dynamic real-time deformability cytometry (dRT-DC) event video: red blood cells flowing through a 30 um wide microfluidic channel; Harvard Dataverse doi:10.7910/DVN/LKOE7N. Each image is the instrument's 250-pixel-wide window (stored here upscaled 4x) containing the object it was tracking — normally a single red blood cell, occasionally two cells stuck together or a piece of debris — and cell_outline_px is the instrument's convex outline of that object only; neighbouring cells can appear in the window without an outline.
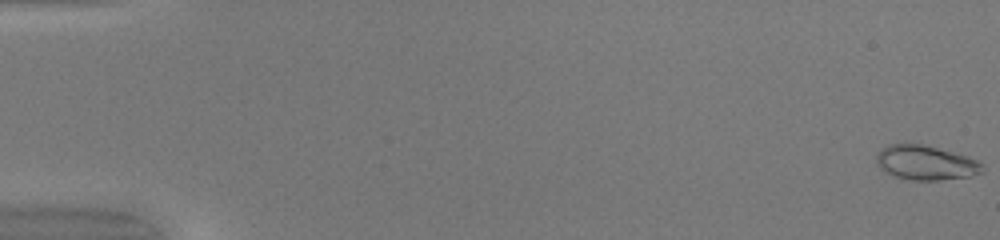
{"species": "common noctule bat (a hibernating species)", "species_latin": "Nyctalus noctula", "temperature_condition": "warm", "stored_images_in_passage": 51, "camera_frame_rate_fps": 3000, "um_per_image_px": 0.085, "animal": {"sex": "female", "body_mass_g": 20.0, "forearm_length_mm": 54.0}, "frame": {"image": 1, "passage_image": 1, "time_ms": 0.0, "image_size_px": [1000, 240], "cell_outline_px": [[984, 172], [972, 176], [940, 180], [908, 180], [884, 172], [880, 168], [876, 160], [876, 156], [888, 144], [924, 144], [968, 156], [984, 164]], "centroid_in_image_um": [78.73, 13.84], "position_along_channel_um": 6.3, "area_um2": 21.39}}
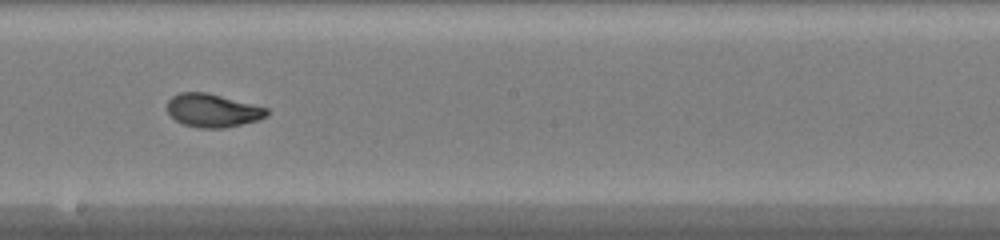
{"frame": {"image": 2, "passage_image": 30, "time_ms": 9.667, "image_size_px": [1000, 240], "cell_outline_px": [[268, 116], [260, 120], [224, 128], [200, 128], [184, 124], [176, 120], [168, 112], [168, 100], [172, 96], [180, 92], [208, 92], [268, 108]], "centroid_in_image_um": [18.11, 9.38], "position_along_channel_um": 230.1, "area_um2": 19.36}}
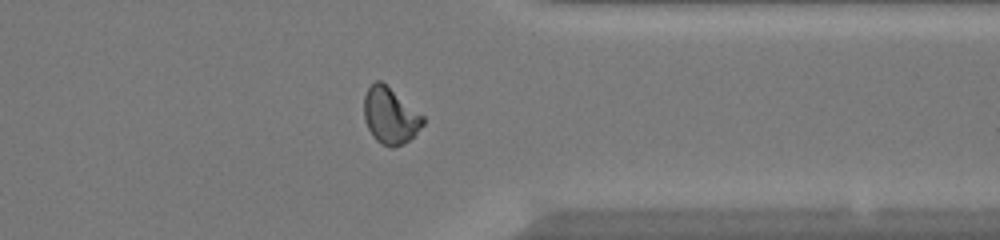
{"frame": {"image": 3, "passage_image": 41, "time_ms": 13.333, "image_size_px": [1000, 240], "cell_outline_px": [[424, 124], [404, 144], [392, 148], [388, 148], [380, 144], [372, 136], [364, 120], [364, 96], [368, 88], [376, 80], [380, 80], [424, 116]], "centroid_in_image_um": [33.14, 9.87], "position_along_channel_um": 378.3, "area_um2": 19.25}, "authors_computed_cell_mechanics": {"area_um2": 19.7098, "velocity_mm_per_s": 4.1694, "shape_relaxation_time_tau1_ms": 6.1592, "shape_relaxation_time_tau2_ms": 0.7781, "deformation_change_tau1": 0.235, "deformation_change_tau2": 0.0563}}